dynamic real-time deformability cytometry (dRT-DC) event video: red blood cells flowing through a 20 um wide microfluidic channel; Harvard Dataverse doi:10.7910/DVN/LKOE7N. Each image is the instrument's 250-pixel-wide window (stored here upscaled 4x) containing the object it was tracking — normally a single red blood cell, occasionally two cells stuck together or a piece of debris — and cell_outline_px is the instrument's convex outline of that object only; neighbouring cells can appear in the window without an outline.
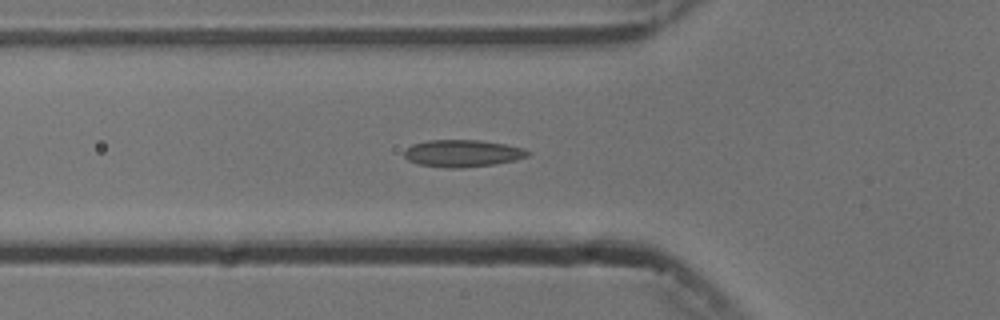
{"species": "common noctule bat (a hibernating species)", "species_latin": "Nyctalus noctula", "temperature_condition": "cold", "stored_images_in_passage": 39, "camera_frame_rate_fps": 3000, "um_per_image_px": 0.085, "animal": {"sex": "male", "body_mass_g": 13.3}, "frame": {"image": 1, "passage_image": 2, "time_ms": 0.333, "image_size_px": [1000, 320], "cell_outline_px": [[528, 156], [516, 160], [492, 164], [460, 168], [448, 168], [420, 164], [408, 160], [404, 156], [404, 148], [412, 144], [428, 140], [480, 140], [504, 144], [524, 148], [528, 152]], "centroid_in_image_um": [39.28, 13.02], "position_along_channel_um": 86.5, "area_um2": 19.42}}
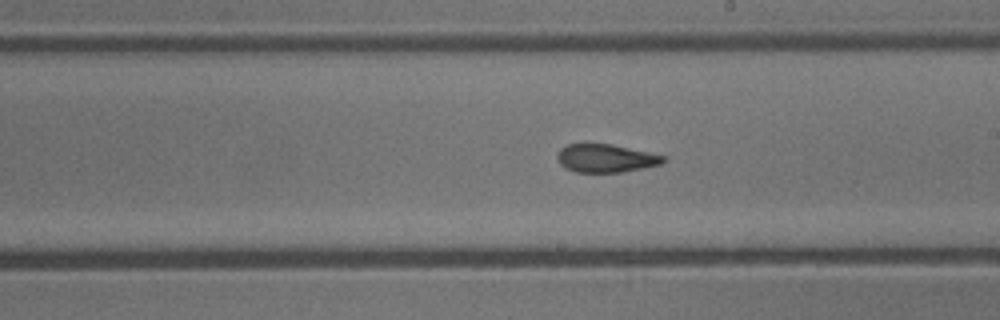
{"frame": {"image": 2, "passage_image": 14, "time_ms": 4.333, "image_size_px": [1000, 320], "cell_outline_px": [[668, 160], [660, 164], [644, 168], [624, 172], [576, 172], [564, 168], [560, 164], [556, 156], [560, 148], [568, 144], [588, 140], [612, 144], [668, 156]], "centroid_in_image_um": [51.47, 13.41], "position_along_channel_um": 237.5, "area_um2": 18.26}}
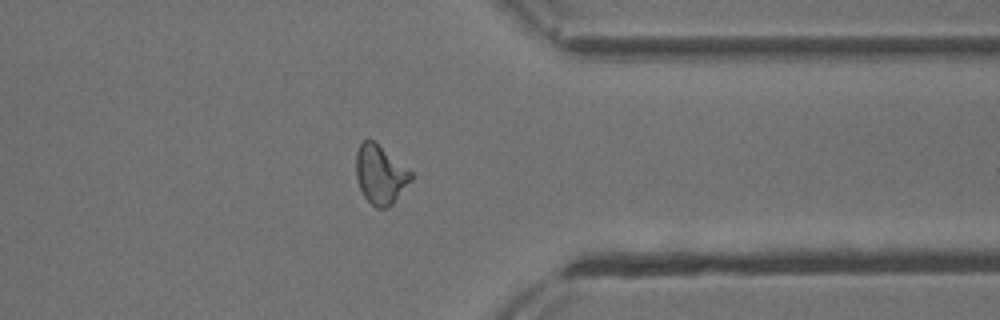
{"frame": {"image": 3, "passage_image": 26, "time_ms": 8.333, "image_size_px": [1000, 320], "cell_outline_px": [[412, 180], [392, 204], [388, 208], [376, 208], [364, 196], [360, 188], [356, 176], [356, 152], [360, 144], [364, 140], [372, 140], [412, 172]], "centroid_in_image_um": [32.32, 14.86], "position_along_channel_um": 379.1, "area_um2": 18.5}}